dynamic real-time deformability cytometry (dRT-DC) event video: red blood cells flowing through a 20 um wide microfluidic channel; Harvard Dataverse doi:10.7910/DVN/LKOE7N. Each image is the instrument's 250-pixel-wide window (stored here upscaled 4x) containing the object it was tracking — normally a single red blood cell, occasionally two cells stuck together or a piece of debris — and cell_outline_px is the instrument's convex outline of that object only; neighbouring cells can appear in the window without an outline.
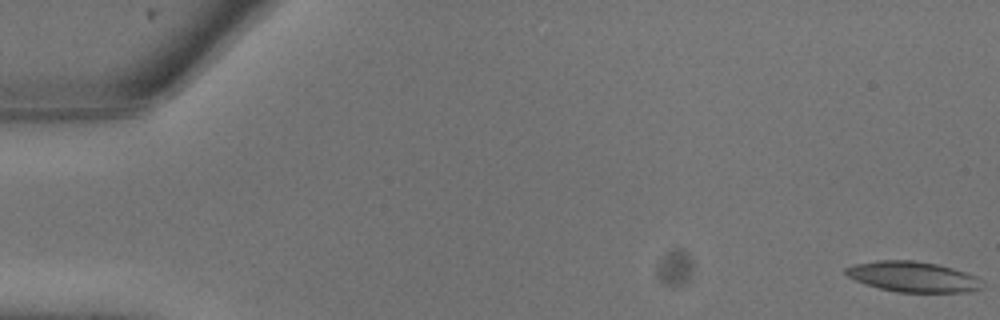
{"species": "common noctule bat (a hibernating species)", "species_latin": "Nyctalus noctula", "temperature_condition": "warm", "stored_images_in_passage": 10, "camera_frame_rate_fps": 3000, "um_per_image_px": 0.085, "animal": {"sex": "male", "body_mass_g": 13.3}, "frame": {"image": 1, "passage_image": 1, "time_ms": 0.0, "image_size_px": [1000, 320], "cell_outline_px": [[984, 280], [980, 288], [964, 292], [896, 292], [880, 288], [856, 280], [848, 276], [844, 272], [844, 268], [856, 264], [876, 260], [916, 260], [936, 264], [952, 268], [976, 276]], "centroid_in_image_um": [77.61, 23.51], "position_along_channel_um": 7.4, "area_um2": 24.04}}
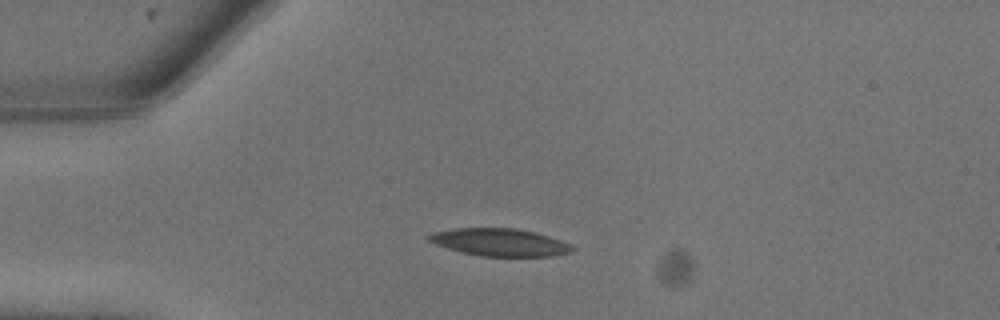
{"frame": {"image": 2, "passage_image": 7, "time_ms": 2.0, "image_size_px": [1000, 320], "cell_outline_px": [[576, 248], [572, 252], [552, 256], [480, 256], [460, 252], [436, 244], [428, 240], [424, 236], [436, 232], [456, 228], [516, 228], [536, 232], [560, 240]], "centroid_in_image_um": [42.48, 20.59], "position_along_channel_um": 42.5, "area_um2": 22.95}}